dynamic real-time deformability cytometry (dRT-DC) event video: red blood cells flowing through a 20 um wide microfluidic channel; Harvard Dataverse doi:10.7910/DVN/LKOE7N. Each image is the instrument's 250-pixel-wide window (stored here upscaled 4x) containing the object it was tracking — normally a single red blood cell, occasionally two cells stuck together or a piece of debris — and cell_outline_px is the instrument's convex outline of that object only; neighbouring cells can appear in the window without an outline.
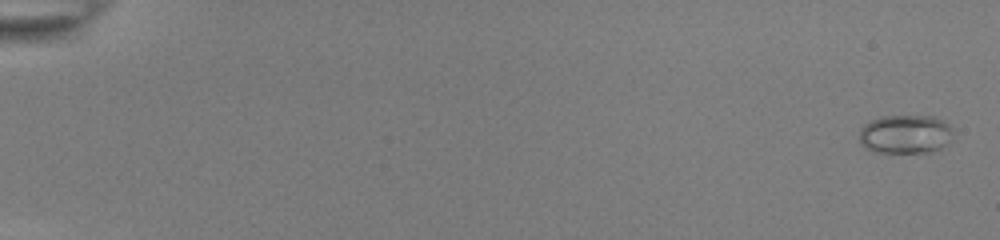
{"species": "common noctule bat (a hibernating species)", "species_latin": "Nyctalus noctula", "temperature_condition": "room temperature", "stored_images_in_passage": 55, "camera_frame_rate_fps": 3000, "um_per_image_px": 0.085, "animal": {"sex": "female", "body_mass_g": 22.0, "forearm_length_mm": 56.7}, "frame": {"image": 1, "passage_image": 2, "time_ms": 0.333, "image_size_px": [1000, 240], "cell_outline_px": [[952, 140], [948, 144], [940, 148], [928, 152], [876, 152], [868, 148], [860, 140], [860, 128], [864, 124], [880, 116], [932, 116], [948, 124], [952, 128]], "centroid_in_image_um": [76.98, 11.4], "position_along_channel_um": 8.0, "area_um2": 21.04}}
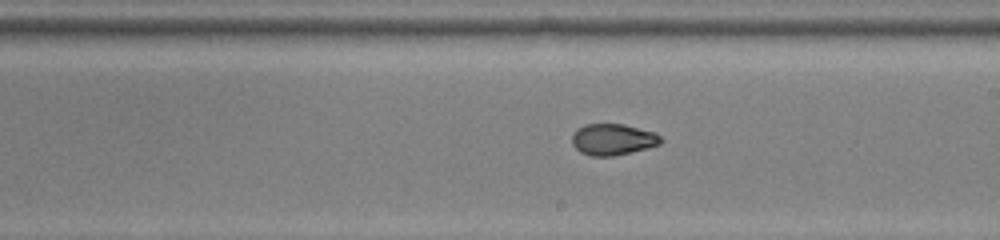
{"frame": {"image": 2, "passage_image": 34, "time_ms": 11.0, "image_size_px": [1000, 240], "cell_outline_px": [[664, 140], [660, 144], [648, 148], [612, 156], [592, 156], [580, 152], [572, 144], [572, 136], [576, 128], [584, 124], [624, 124], [656, 132]], "centroid_in_image_um": [52.1, 11.84], "position_along_channel_um": 236.9, "area_um2": 16.36}}
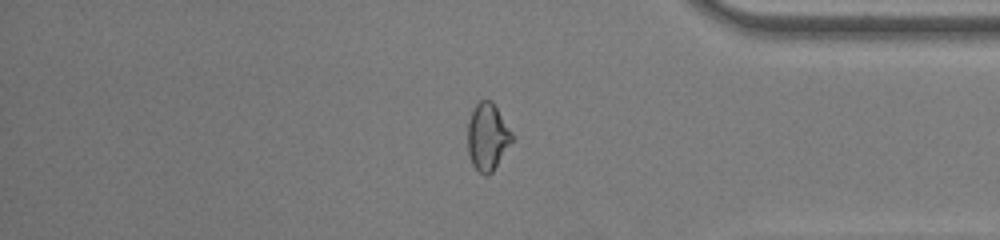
{"frame": {"image": 3, "passage_image": 47, "time_ms": 15.333, "image_size_px": [1000, 240], "cell_outline_px": [[512, 140], [492, 172], [488, 176], [484, 176], [472, 164], [468, 152], [468, 120], [472, 108], [480, 100], [492, 100], [512, 132]], "centroid_in_image_um": [41.41, 11.6], "position_along_channel_um": 393.8, "area_um2": 17.22}, "authors_computed_cell_mechanics": {"area_um2": 17.2244, "velocity_mm_per_s": 3.9114, "shape_relaxation_time_tau1_ms": 8.3374, "shape_relaxation_time_tau2_ms": 1.6086, "deformation_change_tau1": 0.2142, "deformation_change_tau2": 0.0554}}